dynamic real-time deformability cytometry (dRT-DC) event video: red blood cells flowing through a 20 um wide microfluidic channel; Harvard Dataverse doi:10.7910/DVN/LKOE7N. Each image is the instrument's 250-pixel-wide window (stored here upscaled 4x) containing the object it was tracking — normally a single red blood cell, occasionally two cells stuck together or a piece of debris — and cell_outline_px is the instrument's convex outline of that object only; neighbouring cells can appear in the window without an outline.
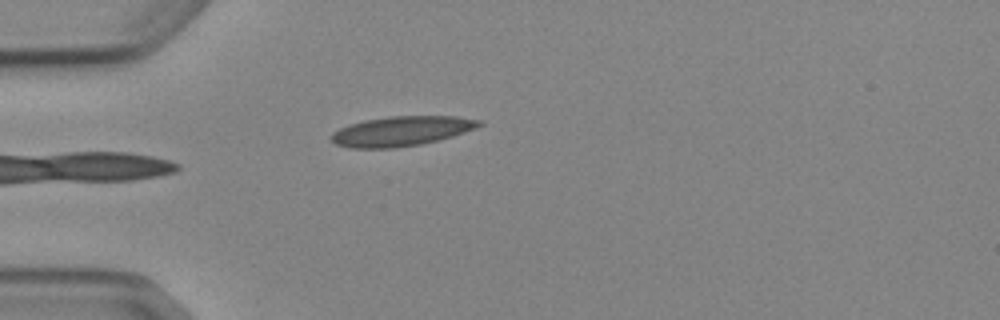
{"species": "Egyptian fruit bat (a non-hibernating species)", "species_latin": "Rousettus aegyptiacus", "temperature_condition": "cold", "stored_images_in_passage": 3, "camera_frame_rate_fps": 3000, "um_per_image_px": 0.085, "animal": {"sex": "female"}, "frame": {"image": 1, "passage_image": 2, "time_ms": 1.333, "image_size_px": [1000, 320], "cell_outline_px": [[484, 124], [476, 128], [452, 136], [420, 144], [392, 148], [352, 148], [336, 144], [332, 140], [332, 132], [348, 124], [364, 120], [388, 116], [456, 116], [480, 120]], "centroid_in_image_um": [34.11, 11.13], "position_along_channel_um": 50.9, "area_um2": 25.49}}